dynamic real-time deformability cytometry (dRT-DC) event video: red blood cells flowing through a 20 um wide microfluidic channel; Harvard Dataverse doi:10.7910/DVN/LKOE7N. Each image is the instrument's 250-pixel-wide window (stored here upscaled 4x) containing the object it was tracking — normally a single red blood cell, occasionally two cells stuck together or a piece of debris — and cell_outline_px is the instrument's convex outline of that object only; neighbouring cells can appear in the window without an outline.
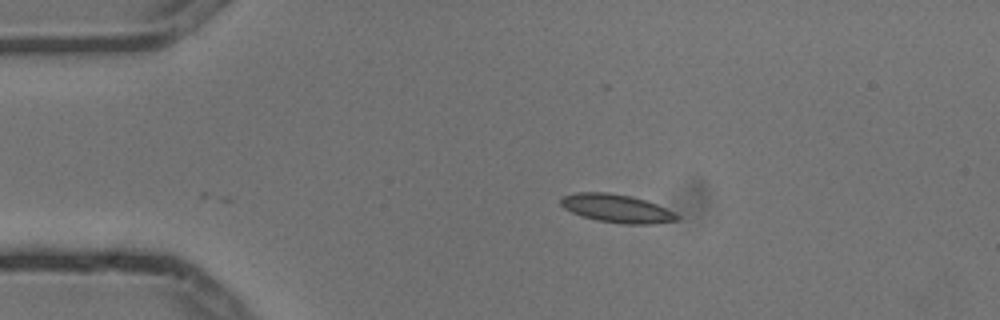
{"species": "common noctule bat (a hibernating species)", "species_latin": "Nyctalus noctula", "temperature_condition": "cold", "stored_images_in_passage": 3, "camera_frame_rate_fps": 3000, "um_per_image_px": 0.085, "animal": {"sex": "male", "body_mass_g": 13.3}, "frame": {"image": 1, "passage_image": 3, "time_ms": 0.667, "image_size_px": [1000, 320], "cell_outline_px": [[680, 220], [656, 224], [624, 224], [596, 220], [580, 216], [564, 208], [560, 204], [560, 196], [576, 192], [608, 192], [632, 196], [656, 204], [680, 216]], "centroid_in_image_um": [52.39, 17.72], "position_along_channel_um": 32.6, "area_um2": 19.31}}